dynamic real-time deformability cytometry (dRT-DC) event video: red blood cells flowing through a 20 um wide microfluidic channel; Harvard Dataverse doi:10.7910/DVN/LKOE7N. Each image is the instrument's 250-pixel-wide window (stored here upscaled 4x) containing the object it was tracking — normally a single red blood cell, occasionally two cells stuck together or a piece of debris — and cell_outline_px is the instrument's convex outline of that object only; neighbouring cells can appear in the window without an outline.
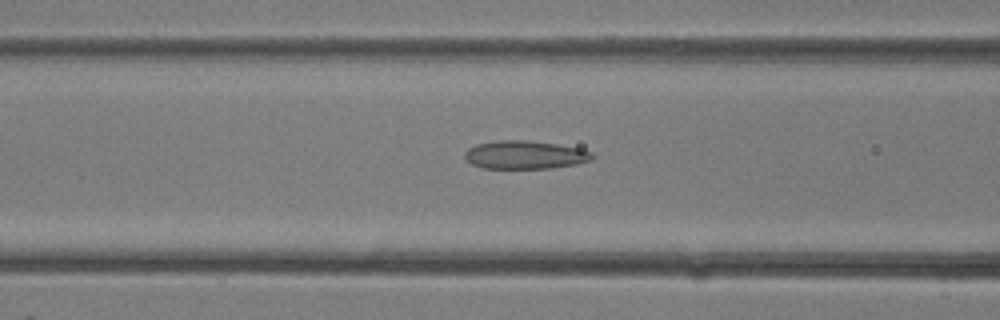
{"species": "common noctule bat (a hibernating species)", "species_latin": "Nyctalus noctula", "temperature_condition": "room temperature", "stored_images_in_passage": 31, "camera_frame_rate_fps": 3000, "um_per_image_px": 0.085, "animal": {"sex": "female"}, "frame": {"image": 1, "passage_image": 11, "time_ms": 3.333, "image_size_px": [1000, 320], "cell_outline_px": [[596, 156], [592, 160], [576, 164], [548, 168], [484, 168], [472, 164], [464, 156], [464, 152], [468, 148], [476, 144], [496, 140], [528, 140], [556, 144], [580, 148], [592, 152]], "centroid_in_image_um": [44.63, 13.15], "position_along_channel_um": 122.0, "area_um2": 21.04}}
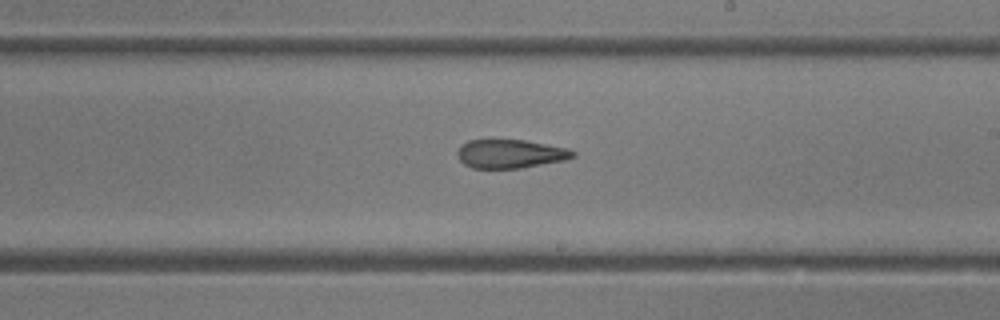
{"frame": {"image": 2, "passage_image": 17, "time_ms": 5.333, "image_size_px": [1000, 320], "cell_outline_px": [[576, 156], [564, 160], [520, 168], [472, 168], [464, 164], [460, 160], [456, 152], [460, 144], [468, 140], [524, 140], [568, 148], [576, 152]], "centroid_in_image_um": [43.36, 13.07], "position_along_channel_um": 245.6, "area_um2": 19.31}}
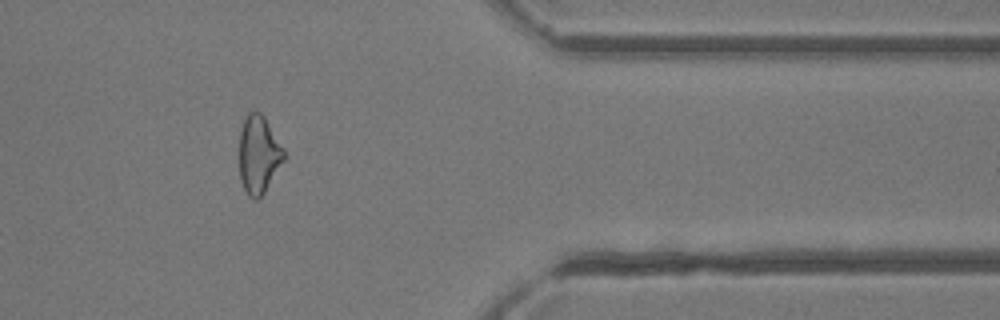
{"frame": {"image": 3, "passage_image": 25, "time_ms": 8.0, "image_size_px": [1000, 320], "cell_outline_px": [[284, 160], [264, 192], [256, 200], [252, 200], [248, 196], [240, 180], [240, 128], [244, 116], [252, 108], [260, 112], [264, 116], [284, 148]], "centroid_in_image_um": [21.97, 13.08], "position_along_channel_um": 389.4, "area_um2": 20.4}}